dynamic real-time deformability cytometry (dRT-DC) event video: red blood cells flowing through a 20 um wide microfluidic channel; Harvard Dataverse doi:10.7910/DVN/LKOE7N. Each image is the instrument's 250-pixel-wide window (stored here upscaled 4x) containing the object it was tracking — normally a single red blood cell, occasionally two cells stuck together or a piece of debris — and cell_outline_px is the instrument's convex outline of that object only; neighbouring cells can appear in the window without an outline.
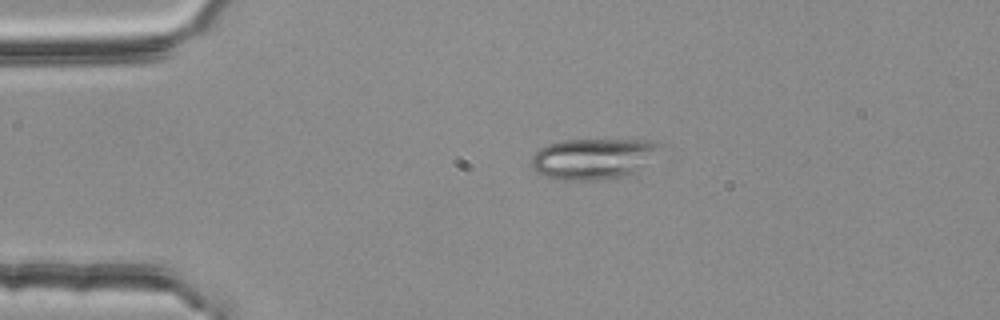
{"species": "common noctule bat (a hibernating species)", "species_latin": "Nyctalus noctula", "temperature_condition": "room temperature", "stored_images_in_passage": 45, "camera_frame_rate_fps": 3000, "um_per_image_px": 0.085, "animal": {"sex": "female", "body_mass_g": 25.1}, "frame": {"image": 1, "passage_image": 1, "time_ms": 0.0, "image_size_px": [1000, 320], "cell_outline_px": [[664, 144], [632, 172], [624, 176], [604, 180], [564, 180], [544, 176], [532, 164], [532, 156], [540, 148], [548, 144], [564, 140], [652, 140]], "centroid_in_image_um": [50.38, 13.47], "position_along_channel_um": 34.6, "area_um2": 29.82}}
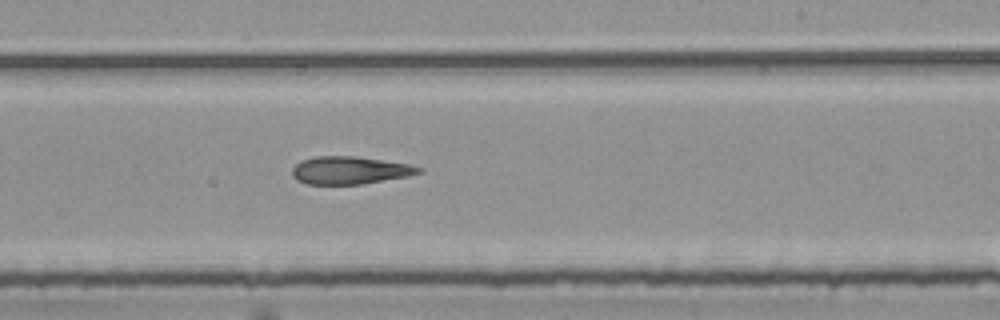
{"frame": {"image": 2, "passage_image": 23, "time_ms": 7.333, "image_size_px": [1000, 320], "cell_outline_px": [[424, 168], [420, 172], [408, 176], [364, 184], [308, 184], [296, 180], [292, 176], [292, 168], [300, 160], [316, 156], [356, 156], [408, 164]], "centroid_in_image_um": [29.71, 14.47], "position_along_channel_um": 259.3, "area_um2": 20.46}}
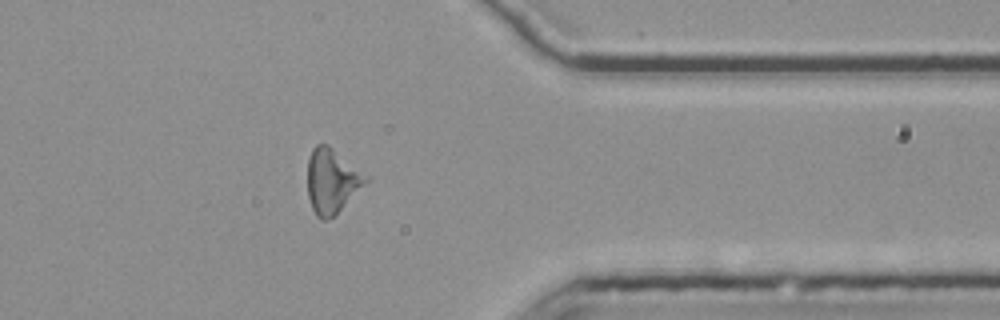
{"frame": {"image": 3, "passage_image": 34, "time_ms": 11.0, "image_size_px": [1000, 320], "cell_outline_px": [[368, 180], [328, 220], [320, 220], [316, 216], [312, 208], [308, 196], [308, 156], [312, 148], [316, 144], [328, 144], [368, 176]], "centroid_in_image_um": [28.16, 15.35], "position_along_channel_um": 383.2, "area_um2": 21.44}}